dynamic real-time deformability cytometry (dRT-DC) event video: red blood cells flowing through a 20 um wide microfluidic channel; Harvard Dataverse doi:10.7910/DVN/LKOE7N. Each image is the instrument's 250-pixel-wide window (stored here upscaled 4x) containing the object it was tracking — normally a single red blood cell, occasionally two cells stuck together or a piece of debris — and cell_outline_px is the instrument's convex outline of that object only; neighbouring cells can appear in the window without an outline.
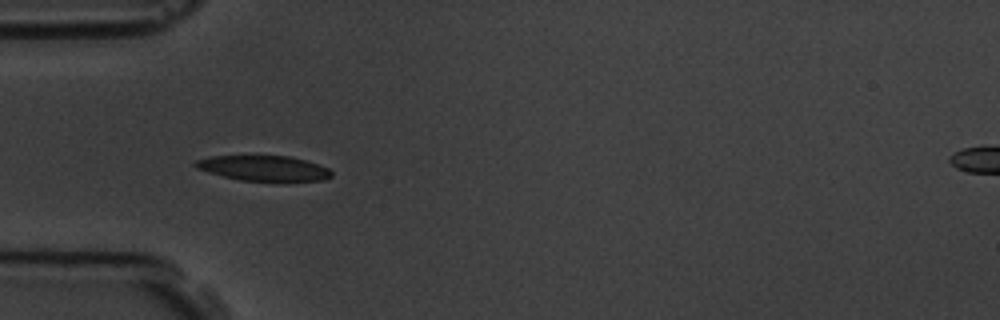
{"species": "common noctule bat (a hibernating species)", "species_latin": "Nyctalus noctula", "temperature_condition": "room temperature", "stored_images_in_passage": 2, "camera_frame_rate_fps": 3000, "um_per_image_px": 0.085, "animal": {"sex": "male", "body_mass_g": 19.5, "forearm_length_mm": 54.6}, "frame": {"image": 1, "passage_image": 1, "time_ms": 0.0, "image_size_px": [1000, 320], "cell_outline_px": [[332, 176], [324, 180], [284, 184], [280, 184], [240, 180], [208, 172], [196, 168], [192, 164], [196, 160], [208, 156], [288, 156], [304, 160], [328, 168], [332, 172]], "centroid_in_image_um": [22.46, 14.35], "position_along_channel_um": 62.5, "area_um2": 20.87}}
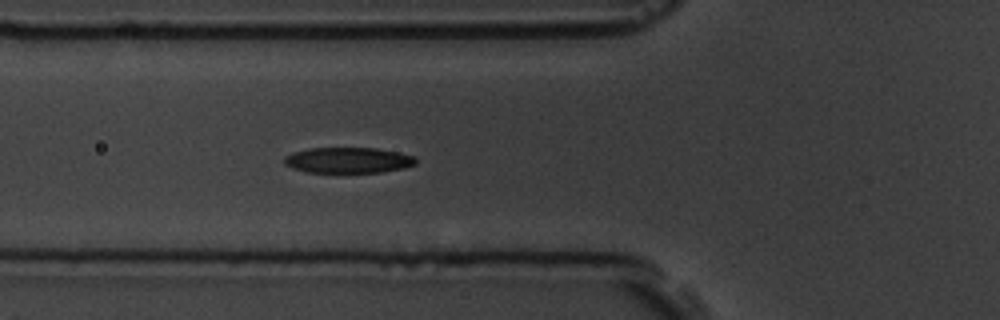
{"frame": {"image": 2, "passage_image": 2, "time_ms": 1.0, "image_size_px": [1000, 320], "cell_outline_px": [[416, 164], [404, 168], [380, 172], [308, 172], [292, 168], [284, 164], [284, 156], [292, 152], [308, 148], [376, 148], [400, 152], [416, 156]], "centroid_in_image_um": [29.6, 13.61], "position_along_channel_um": 96.2, "area_um2": 19.83}}